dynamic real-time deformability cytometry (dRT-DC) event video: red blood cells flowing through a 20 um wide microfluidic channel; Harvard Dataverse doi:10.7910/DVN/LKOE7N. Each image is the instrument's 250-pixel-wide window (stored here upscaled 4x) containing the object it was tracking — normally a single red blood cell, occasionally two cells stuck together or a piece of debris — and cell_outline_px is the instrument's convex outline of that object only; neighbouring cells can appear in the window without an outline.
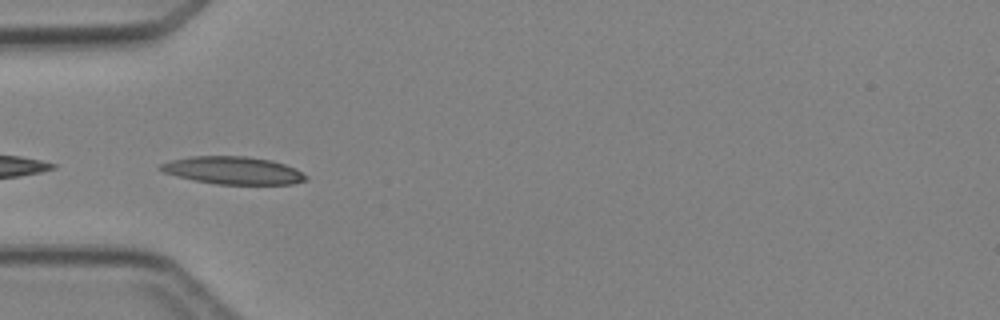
{"species": "Egyptian fruit bat (a non-hibernating species)", "species_latin": "Rousettus aegyptiacus", "temperature_condition": "cold", "stored_images_in_passage": 5, "camera_frame_rate_fps": 3000, "um_per_image_px": 0.085, "animal": {"sex": "female"}, "frame": {"image": 1, "passage_image": 3, "time_ms": 2.333, "image_size_px": [1000, 320], "cell_outline_px": [[308, 180], [292, 184], [216, 184], [176, 176], [164, 172], [160, 168], [160, 164], [172, 160], [192, 156], [248, 156], [272, 160], [296, 168], [308, 176]], "centroid_in_image_um": [19.87, 14.48], "position_along_channel_um": 65.1, "area_um2": 23.35}}
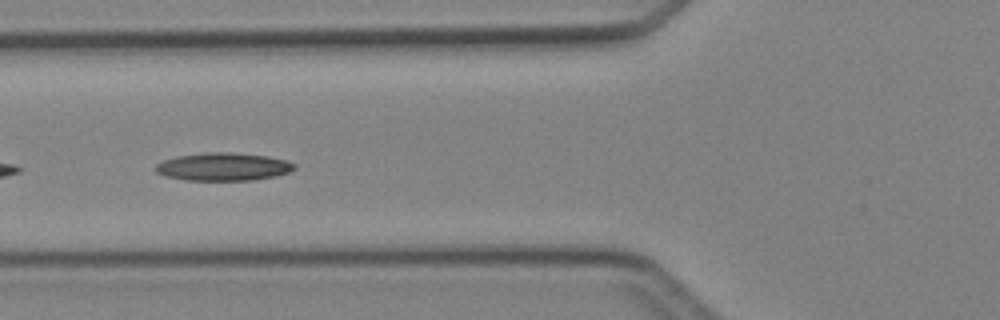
{"frame": {"image": 2, "passage_image": 4, "time_ms": 3.333, "image_size_px": [1000, 320], "cell_outline_px": [[296, 168], [288, 172], [276, 176], [252, 180], [184, 180], [164, 176], [156, 172], [152, 168], [156, 164], [164, 160], [176, 156], [204, 152], [232, 152], [268, 156], [284, 160], [296, 164]], "centroid_in_image_um": [18.93, 14.17], "position_along_channel_um": 106.9, "area_um2": 22.77}}
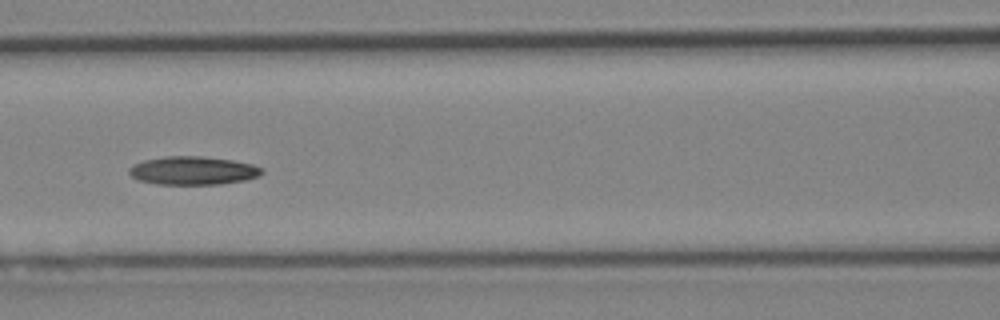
{"frame": {"image": 3, "passage_image": 5, "time_ms": 4.333, "image_size_px": [1000, 320], "cell_outline_px": [[264, 172], [260, 176], [244, 180], [220, 184], [156, 184], [140, 180], [132, 176], [128, 172], [128, 168], [132, 164], [144, 160], [164, 156], [204, 156], [232, 160], [252, 164], [260, 168]], "centroid_in_image_um": [16.38, 14.49], "position_along_channel_um": 150.2, "area_um2": 21.96}}